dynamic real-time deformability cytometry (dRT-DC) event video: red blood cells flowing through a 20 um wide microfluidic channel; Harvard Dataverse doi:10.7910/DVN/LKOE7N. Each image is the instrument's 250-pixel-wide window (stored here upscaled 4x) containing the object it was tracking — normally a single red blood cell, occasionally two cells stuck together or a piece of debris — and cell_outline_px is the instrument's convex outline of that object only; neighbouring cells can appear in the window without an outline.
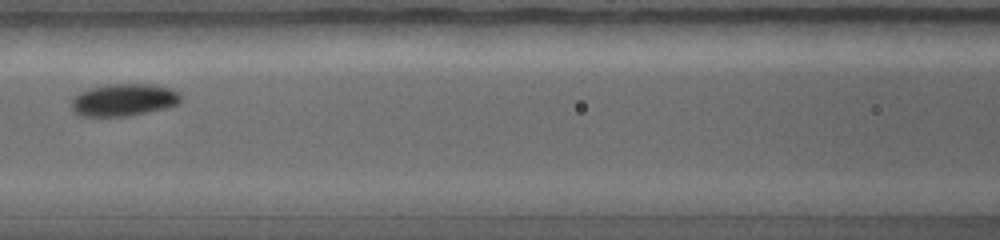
{"species": "common noctule bat (a hibernating species)", "species_latin": "Nyctalus noctula", "temperature_condition": "warm", "stored_images_in_passage": 4, "camera_frame_rate_fps": 5000, "um_per_image_px": 0.085, "animal": {"sex": "female", "body_mass_g": 19.0, "forearm_length_mm": 56.7}, "frame": {"image": 1, "passage_image": 4, "time_ms": 2.4, "image_size_px": [1000, 240], "cell_outline_px": [[180, 100], [176, 104], [164, 108], [128, 116], [76, 116], [72, 108], [72, 100], [76, 96], [92, 88], [108, 84], [152, 84], [168, 88], [176, 92], [180, 96]], "centroid_in_image_um": [10.49, 8.5], "position_along_channel_um": 156.1, "area_um2": 20.11}}